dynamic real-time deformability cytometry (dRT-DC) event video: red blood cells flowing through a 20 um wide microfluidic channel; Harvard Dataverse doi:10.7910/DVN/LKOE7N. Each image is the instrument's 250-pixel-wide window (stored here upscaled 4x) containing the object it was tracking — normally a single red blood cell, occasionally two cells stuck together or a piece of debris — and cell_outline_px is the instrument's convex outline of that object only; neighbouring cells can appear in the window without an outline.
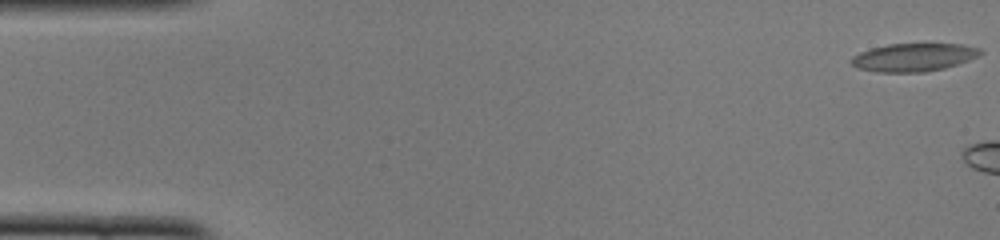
{"species": "common noctule bat (a hibernating species)", "species_latin": "Nyctalus noctula", "temperature_condition": "cold", "stored_images_in_passage": 5, "camera_frame_rate_fps": 3000, "um_per_image_px": 0.085, "animal": {"sex": "female", "body_mass_g": 22.0, "forearm_length_mm": 56.7}, "frame": {"image": 1, "passage_image": 1, "time_ms": 0.0, "image_size_px": [1000, 240], "cell_outline_px": [[984, 52], [980, 56], [944, 68], [924, 72], [876, 72], [856, 68], [848, 60], [852, 56], [860, 52], [872, 48], [888, 44], [960, 44], [980, 48]], "centroid_in_image_um": [77.64, 4.87], "position_along_channel_um": 7.4, "area_um2": 21.15}}